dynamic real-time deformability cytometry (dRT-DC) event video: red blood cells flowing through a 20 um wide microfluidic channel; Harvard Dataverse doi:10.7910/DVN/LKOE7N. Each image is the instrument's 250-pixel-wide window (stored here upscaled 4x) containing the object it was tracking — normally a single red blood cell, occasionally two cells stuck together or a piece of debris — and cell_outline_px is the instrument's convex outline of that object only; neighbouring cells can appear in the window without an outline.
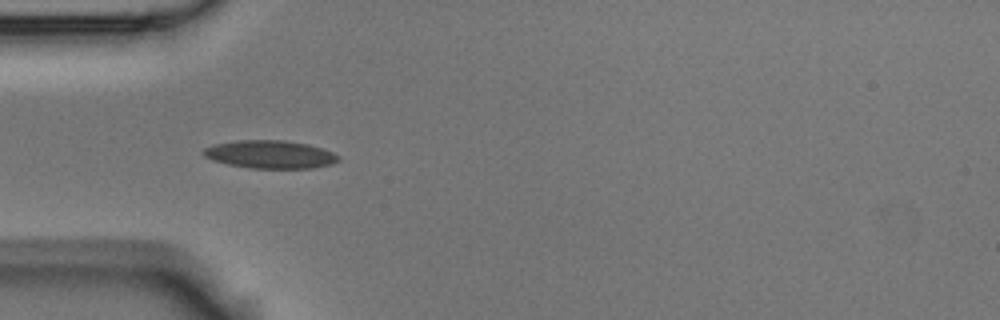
{"species": "Egyptian fruit bat (a non-hibernating species)", "species_latin": "Rousettus aegyptiacus", "temperature_condition": "room temperature", "stored_images_in_passage": 12, "camera_frame_rate_fps": 3000, "um_per_image_px": 0.085, "animal": {"sex": "male"}, "frame": {"image": 1, "passage_image": 3, "time_ms": 0.667, "image_size_px": [1000, 320], "cell_outline_px": [[340, 160], [332, 164], [312, 168], [248, 168], [228, 164], [212, 160], [204, 156], [200, 152], [204, 148], [212, 144], [236, 140], [284, 140], [308, 144], [332, 152], [340, 156]], "centroid_in_image_um": [22.92, 13.12], "position_along_channel_um": 62.1, "area_um2": 22.2}}
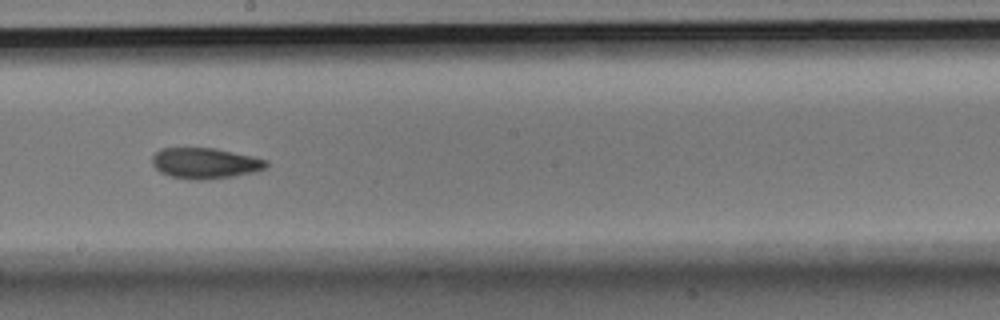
{"frame": {"image": 2, "passage_image": 7, "time_ms": 2.0, "image_size_px": [1000, 320], "cell_outline_px": [[268, 164], [264, 168], [256, 172], [208, 180], [192, 180], [172, 176], [160, 172], [152, 164], [152, 156], [160, 148], [216, 148], [252, 156], [268, 160]], "centroid_in_image_um": [17.44, 13.87], "position_along_channel_um": 230.8, "area_um2": 20.52}}
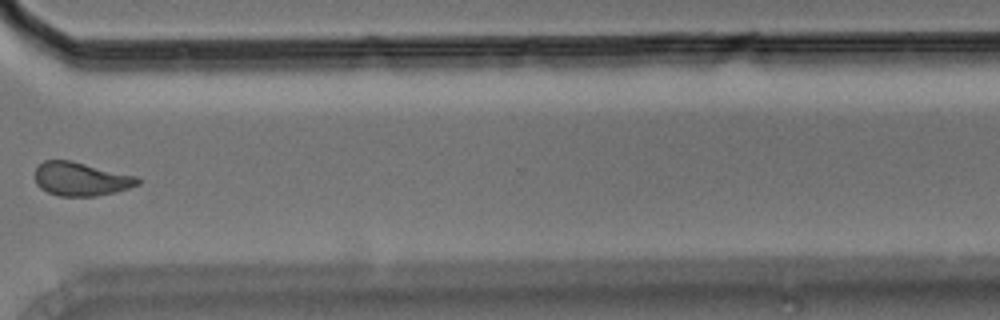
{"frame": {"image": 3, "passage_image": 10, "time_ms": 3.0, "image_size_px": [1000, 320], "cell_outline_px": [[140, 184], [116, 192], [96, 196], [60, 196], [48, 192], [40, 188], [36, 184], [36, 168], [44, 160], [72, 160], [140, 176]], "centroid_in_image_um": [6.93, 15.2], "position_along_channel_um": 363.7, "area_um2": 20.4}}